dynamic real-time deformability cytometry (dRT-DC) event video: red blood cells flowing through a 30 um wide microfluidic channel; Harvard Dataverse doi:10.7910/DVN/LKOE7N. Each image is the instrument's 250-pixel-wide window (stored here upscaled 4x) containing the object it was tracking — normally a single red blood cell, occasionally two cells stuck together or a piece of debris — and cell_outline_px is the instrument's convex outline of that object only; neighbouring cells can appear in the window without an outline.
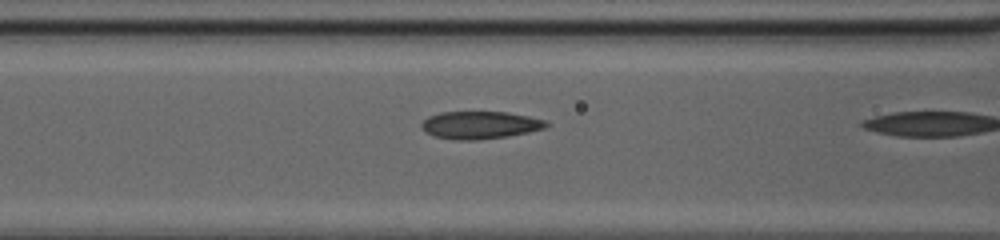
{"species": "common noctule bat (a hibernating species)", "species_latin": "Nyctalus noctula", "temperature_condition": "cold", "stored_images_in_passage": 6, "camera_frame_rate_fps": 3000, "um_per_image_px": 0.085, "animal": {"sex": "female", "body_mass_g": 20.0, "forearm_length_mm": 54.0}, "frame": {"image": 1, "passage_image": 5, "time_ms": 1.333, "image_size_px": [1000, 240], "cell_outline_px": [[548, 124], [544, 128], [528, 132], [508, 136], [476, 140], [456, 140], [432, 136], [424, 132], [420, 128], [420, 124], [428, 116], [440, 112], [508, 112], [528, 116], [544, 120]], "centroid_in_image_um": [40.73, 10.63], "position_along_channel_um": 125.9, "area_um2": 20.11}}